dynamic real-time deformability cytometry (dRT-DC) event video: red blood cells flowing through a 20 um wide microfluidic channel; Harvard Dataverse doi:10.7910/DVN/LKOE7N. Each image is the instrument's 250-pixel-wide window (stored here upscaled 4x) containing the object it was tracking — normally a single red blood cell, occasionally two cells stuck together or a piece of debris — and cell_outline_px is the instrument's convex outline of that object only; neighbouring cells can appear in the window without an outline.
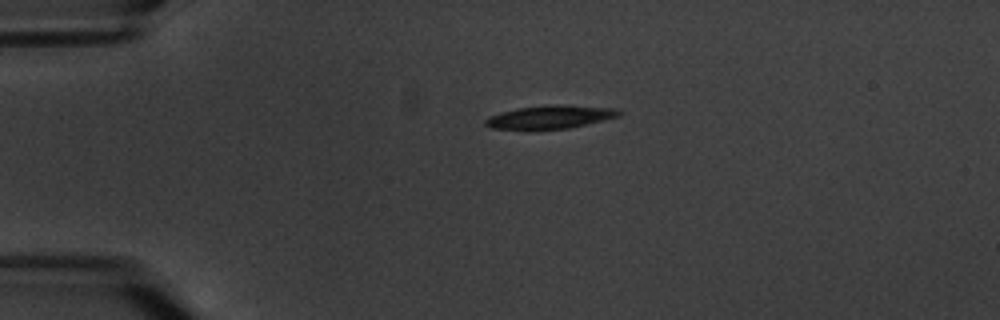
{"species": "common noctule bat (a hibernating species)", "species_latin": "Nyctalus noctula", "temperature_condition": "warm", "stored_images_in_passage": 12, "camera_frame_rate_fps": 3000, "um_per_image_px": 0.085, "animal": {"sex": "male", "body_mass_g": 20.1, "forearm_length_mm": 53.5}, "frame": {"image": 1, "passage_image": 1, "time_ms": 0.0, "image_size_px": [1000, 320], "cell_outline_px": [[624, 112], [620, 116], [604, 120], [568, 128], [492, 128], [484, 124], [484, 120], [488, 116], [500, 112], [516, 108], [556, 104], [616, 108]], "centroid_in_image_um": [46.8, 9.92], "position_along_channel_um": 38.2, "area_um2": 17.8}}
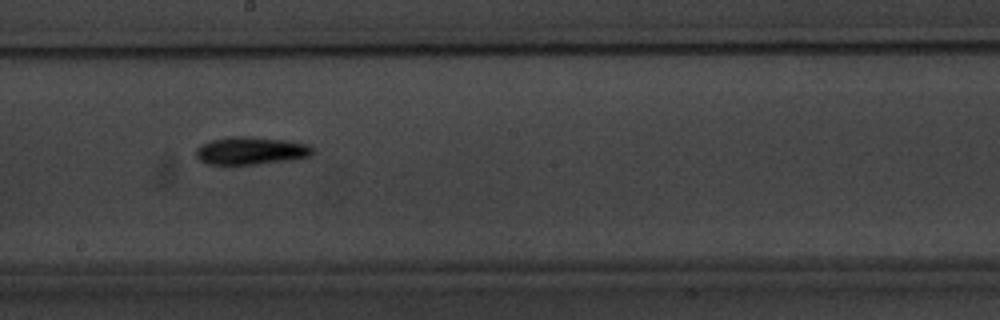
{"frame": {"image": 2, "passage_image": 6, "time_ms": 6.667, "image_size_px": [1000, 320], "cell_outline_px": [[316, 152], [312, 156], [292, 160], [256, 164], [208, 164], [200, 160], [196, 156], [196, 148], [200, 144], [208, 140], [228, 136], [252, 136], [288, 140], [312, 144]], "centroid_in_image_um": [21.39, 12.79], "position_along_channel_um": 226.8, "area_um2": 19.48}}
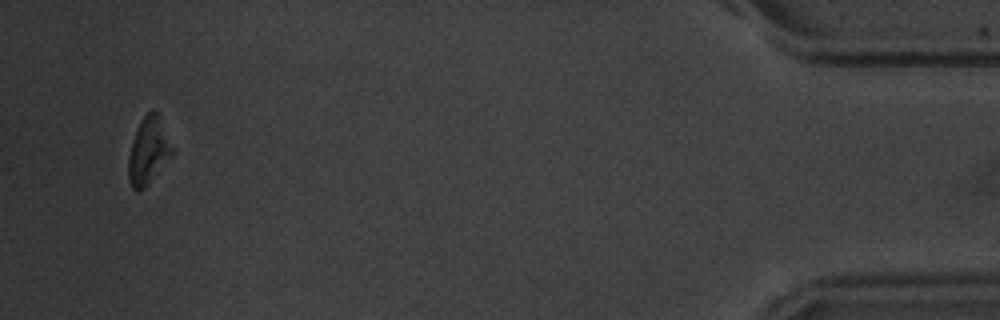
{"frame": {"image": 3, "passage_image": 12, "time_ms": 14.667, "image_size_px": [1000, 320], "cell_outline_px": [[172, 156], [144, 188], [136, 192], [132, 188], [128, 180], [128, 156], [132, 140], [136, 128], [140, 120], [152, 108], [156, 108], [160, 112], [172, 148]], "centroid_in_image_um": [12.6, 12.76], "position_along_channel_um": 422.6, "area_um2": 17.4}, "authors_computed_cell_mechanics": {"area_um2": 17.8891, "velocity_mm_per_s": 3.3727, "shape_relaxation_time_tau1_ms": 3.4025, "shape_relaxation_time_tau2_ms": null, "deformation_change_tau1": 0.0995, "deformation_change_tau2": null}}